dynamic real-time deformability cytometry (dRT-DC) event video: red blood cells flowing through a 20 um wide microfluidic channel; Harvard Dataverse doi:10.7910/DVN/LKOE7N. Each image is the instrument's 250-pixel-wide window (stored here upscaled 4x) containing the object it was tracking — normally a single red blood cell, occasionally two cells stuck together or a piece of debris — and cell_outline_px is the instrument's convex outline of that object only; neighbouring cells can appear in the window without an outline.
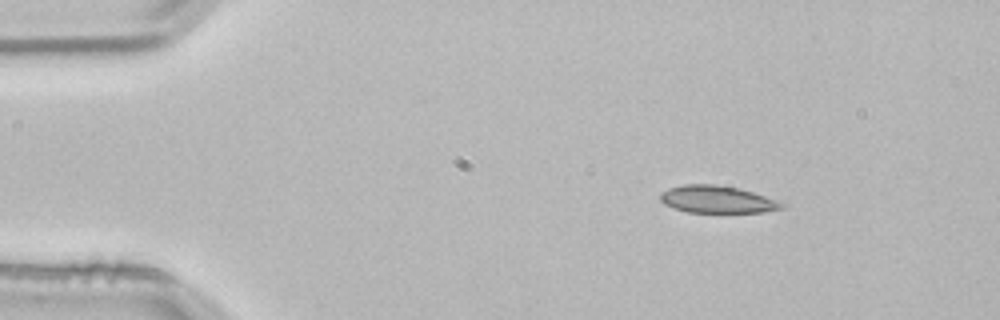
{"species": "common noctule bat (a hibernating species)", "species_latin": "Nyctalus noctula", "temperature_condition": "room temperature", "stored_images_in_passage": 2, "camera_frame_rate_fps": 3000, "um_per_image_px": 0.085, "animal": {"sex": "male", "body_mass_g": 21.5, "forearm_length_mm": 52.0}, "frame": {"image": 1, "passage_image": 1, "time_ms": 0.0, "image_size_px": [1000, 320], "cell_outline_px": [[788, 204], [784, 208], [764, 212], [688, 212], [672, 208], [664, 204], [660, 200], [660, 192], [668, 188], [684, 184], [716, 184], [736, 188], [752, 192]], "centroid_in_image_um": [60.93, 16.95], "position_along_channel_um": 24.1, "area_um2": 19.36}}